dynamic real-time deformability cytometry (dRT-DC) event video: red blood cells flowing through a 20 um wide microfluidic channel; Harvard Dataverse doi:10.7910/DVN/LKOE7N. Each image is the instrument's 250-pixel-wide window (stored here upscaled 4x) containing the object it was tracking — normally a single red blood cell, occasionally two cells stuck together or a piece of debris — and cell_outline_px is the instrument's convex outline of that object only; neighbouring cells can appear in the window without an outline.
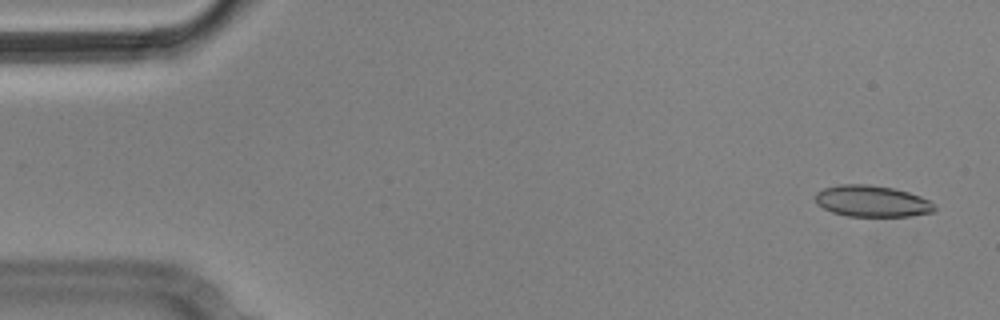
{"species": "Egyptian fruit bat (a non-hibernating species)", "species_latin": "Rousettus aegyptiacus", "temperature_condition": "cold", "stored_images_in_passage": 5, "camera_frame_rate_fps": 3000, "um_per_image_px": 0.085, "animal": {"sex": "male"}, "frame": {"image": 1, "passage_image": 1, "time_ms": 0.0, "image_size_px": [1000, 320], "cell_outline_px": [[936, 208], [932, 212], [912, 216], [848, 216], [832, 212], [824, 208], [816, 200], [816, 192], [824, 188], [840, 184], [868, 184], [892, 188], [908, 192], [920, 196], [928, 200]], "centroid_in_image_um": [74.12, 17.1], "position_along_channel_um": 10.9, "area_um2": 21.56}}